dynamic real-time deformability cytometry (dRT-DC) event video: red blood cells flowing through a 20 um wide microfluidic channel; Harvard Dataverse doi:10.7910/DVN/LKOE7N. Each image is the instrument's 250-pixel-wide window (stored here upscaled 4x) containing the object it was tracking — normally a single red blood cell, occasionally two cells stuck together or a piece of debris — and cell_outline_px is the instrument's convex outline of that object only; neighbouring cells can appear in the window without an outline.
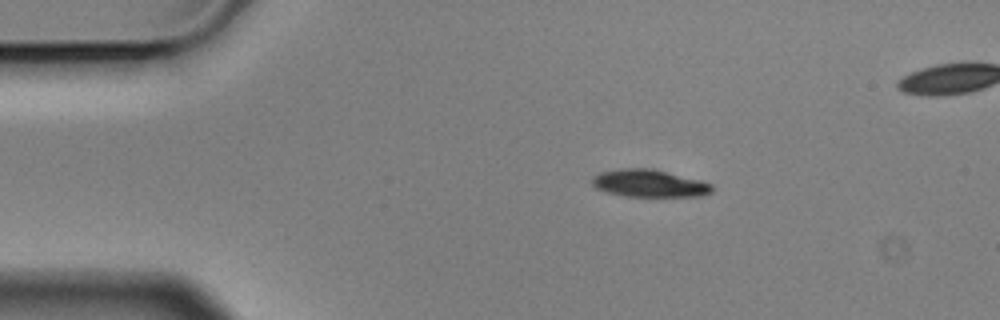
{"species": "Egyptian fruit bat (a non-hibernating species)", "species_latin": "Rousettus aegyptiacus", "temperature_condition": "cold", "stored_images_in_passage": 8, "camera_frame_rate_fps": 3000, "um_per_image_px": 0.085, "animal": {"sex": "male"}, "frame": {"image": 1, "passage_image": 1, "time_ms": 0.0, "image_size_px": [1000, 320], "cell_outline_px": [[712, 192], [700, 196], [624, 196], [608, 192], [596, 188], [592, 184], [592, 176], [600, 172], [624, 168], [652, 168], [700, 180], [712, 184]], "centroid_in_image_um": [55.17, 15.58], "position_along_channel_um": 29.8, "area_um2": 19.07}}
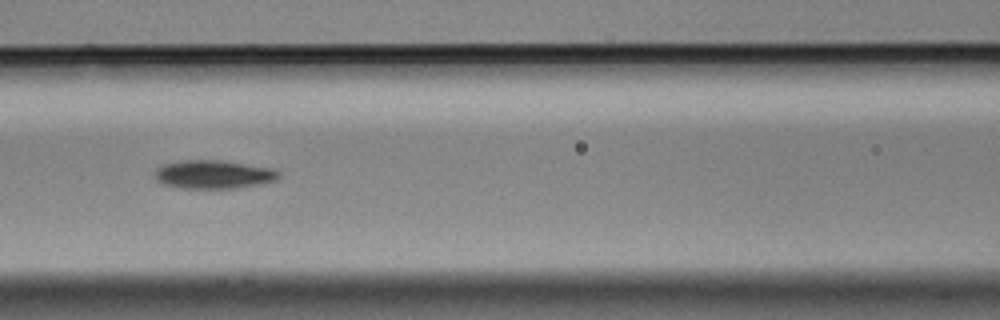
{"frame": {"image": 2, "passage_image": 5, "time_ms": 1.333, "image_size_px": [1000, 320], "cell_outline_px": [[280, 176], [276, 180], [240, 188], [180, 188], [164, 184], [156, 180], [156, 168], [164, 164], [184, 160], [216, 160], [276, 168], [280, 172]], "centroid_in_image_um": [18.19, 14.83], "position_along_channel_um": 148.4, "area_um2": 20.52}}
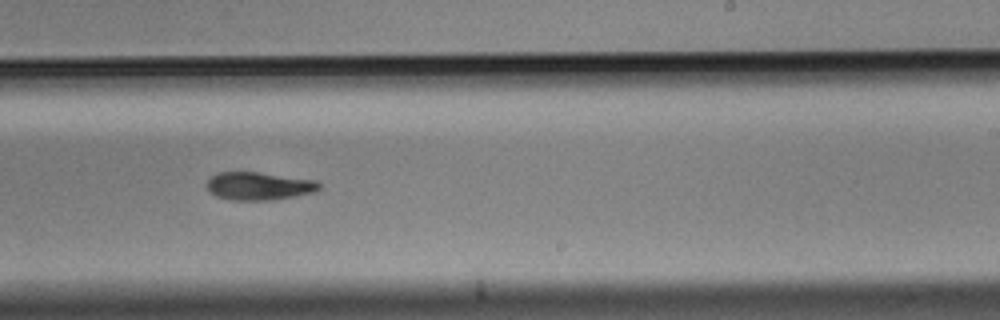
{"frame": {"image": 3, "passage_image": 8, "time_ms": 2.333, "image_size_px": [1000, 320], "cell_outline_px": [[320, 188], [312, 192], [272, 200], [232, 200], [216, 196], [208, 188], [208, 180], [212, 176], [220, 172], [256, 172], [316, 180], [320, 184]], "centroid_in_image_um": [22.0, 15.81], "position_along_channel_um": 267.0, "area_um2": 17.92}}